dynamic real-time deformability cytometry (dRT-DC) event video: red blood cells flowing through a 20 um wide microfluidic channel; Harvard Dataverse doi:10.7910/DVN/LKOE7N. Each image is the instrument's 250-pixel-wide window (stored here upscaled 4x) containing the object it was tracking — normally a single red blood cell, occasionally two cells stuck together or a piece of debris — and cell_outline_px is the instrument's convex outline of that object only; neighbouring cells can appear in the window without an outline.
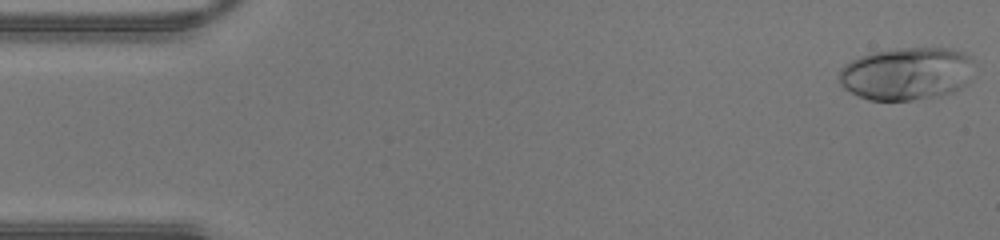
{"species": "human", "species_latin": "Homo sapiens", "temperature_condition": "warm", "stored_images_in_passage": 45, "camera_frame_rate_fps": 3000, "um_per_image_px": 0.085, "donor": {"sex": "male"}, "frame": {"image": 1, "passage_image": 1, "time_ms": 0.0, "image_size_px": [1000, 240], "cell_outline_px": [[972, 60], [968, 84], [952, 92], [940, 96], [912, 100], [868, 100], [844, 88], [840, 84], [840, 68], [844, 64], [860, 56], [872, 52], [896, 48], [952, 48], [964, 52], [972, 56]], "centroid_in_image_um": [77.07, 6.25], "position_along_channel_um": 7.9, "area_um2": 41.73}}
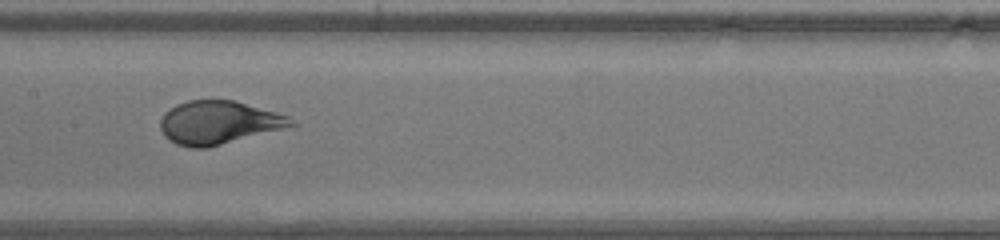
{"frame": {"image": 2, "passage_image": 22, "time_ms": 7.0, "image_size_px": [1000, 240], "cell_outline_px": [[300, 124], [208, 148], [188, 148], [176, 144], [164, 136], [160, 128], [160, 120], [164, 112], [176, 104], [188, 100], [236, 100], [276, 112], [288, 116]], "centroid_in_image_um": [18.58, 10.42], "position_along_channel_um": 188.8, "area_um2": 33.23}}
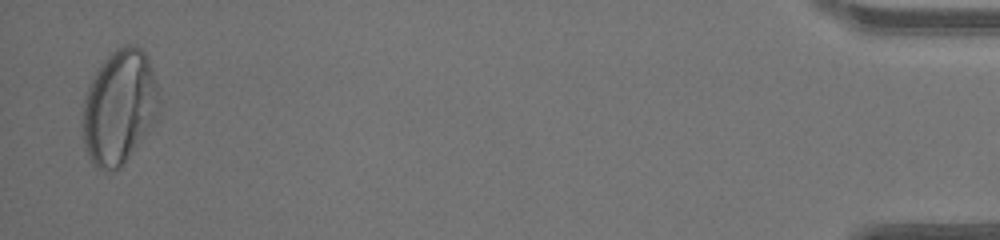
{"frame": {"image": 3, "passage_image": 44, "time_ms": 14.333, "image_size_px": [1000, 240], "cell_outline_px": [[160, 112], [156, 124], [124, 164], [120, 168], [108, 172], [92, 164], [84, 148], [84, 96], [88, 84], [100, 64], [116, 48], [124, 44], [132, 44], [144, 48], [148, 56], [160, 96]], "centroid_in_image_um": [10.19, 9.1], "position_along_channel_um": 425.0, "area_um2": 51.9}}